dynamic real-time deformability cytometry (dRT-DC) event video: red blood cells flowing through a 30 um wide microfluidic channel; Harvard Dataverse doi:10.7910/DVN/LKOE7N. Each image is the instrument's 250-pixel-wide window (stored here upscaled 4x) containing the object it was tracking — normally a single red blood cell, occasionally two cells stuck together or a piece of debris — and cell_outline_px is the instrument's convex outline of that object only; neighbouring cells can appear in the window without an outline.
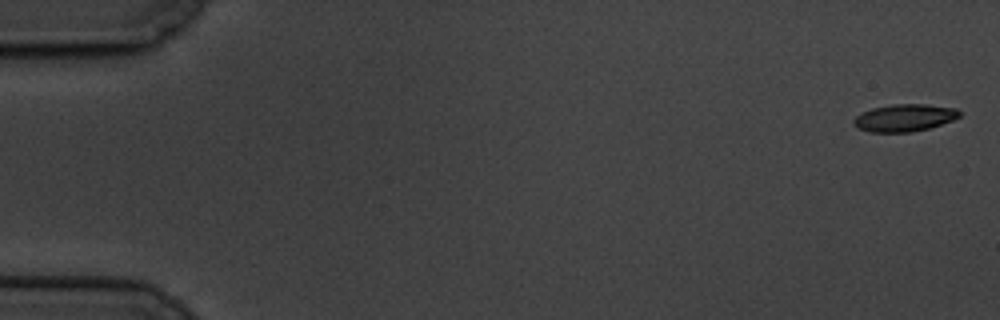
{"species": "common noctule bat (a hibernating species)", "species_latin": "Nyctalus noctula", "temperature_condition": "cold", "stored_images_in_passage": 5, "camera_frame_rate_fps": 3000, "um_per_image_px": 0.085, "animal": {"sex": "male", "body_mass_g": 19.5, "forearm_length_mm": 54.6}, "frame": {"image": 1, "passage_image": 1, "time_ms": 0.0, "image_size_px": [1000, 320], "cell_outline_px": [[960, 116], [952, 120], [928, 128], [912, 132], [872, 132], [860, 128], [852, 124], [852, 120], [856, 116], [872, 108], [892, 104], [924, 104], [956, 108], [960, 112]], "centroid_in_image_um": [76.87, 10.01], "position_along_channel_um": 8.1, "area_um2": 16.65}}
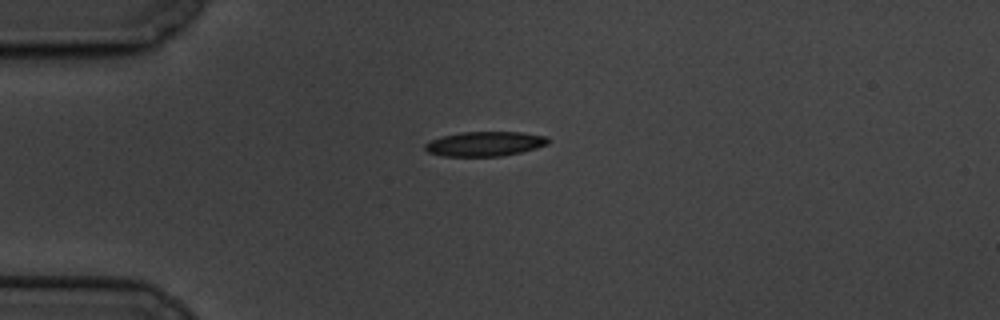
{"frame": {"image": 2, "passage_image": 4, "time_ms": 4.667, "image_size_px": [1000, 320], "cell_outline_px": [[552, 140], [548, 144], [536, 148], [520, 152], [500, 156], [444, 156], [428, 152], [424, 148], [424, 144], [432, 140], [444, 136], [460, 132], [520, 132], [548, 136]], "centroid_in_image_um": [41.26, 12.22], "position_along_channel_um": 43.7, "area_um2": 17.63}}